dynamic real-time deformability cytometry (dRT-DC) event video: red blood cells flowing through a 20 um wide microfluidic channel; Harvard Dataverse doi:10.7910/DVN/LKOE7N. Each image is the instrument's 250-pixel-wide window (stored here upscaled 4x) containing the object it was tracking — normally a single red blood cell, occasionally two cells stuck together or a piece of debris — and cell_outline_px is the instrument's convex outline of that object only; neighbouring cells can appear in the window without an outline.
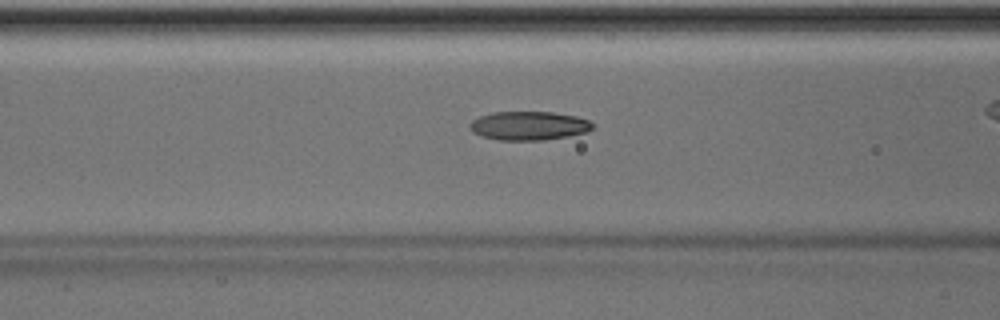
{"species": "Egyptian fruit bat (a non-hibernating species)", "species_latin": "Rousettus aegyptiacus", "temperature_condition": "room temperature", "stored_images_in_passage": 36, "camera_frame_rate_fps": 3000, "um_per_image_px": 0.085, "animal": {"sex": "male"}, "frame": {"image": 1, "passage_image": 16, "time_ms": 5.0, "image_size_px": [1000, 320], "cell_outline_px": [[592, 128], [588, 132], [568, 136], [544, 140], [500, 140], [480, 136], [472, 132], [468, 124], [472, 120], [480, 116], [492, 112], [552, 112], [576, 116], [588, 120], [592, 124]], "centroid_in_image_um": [44.92, 10.69], "position_along_channel_um": 121.7, "area_um2": 20.63}}